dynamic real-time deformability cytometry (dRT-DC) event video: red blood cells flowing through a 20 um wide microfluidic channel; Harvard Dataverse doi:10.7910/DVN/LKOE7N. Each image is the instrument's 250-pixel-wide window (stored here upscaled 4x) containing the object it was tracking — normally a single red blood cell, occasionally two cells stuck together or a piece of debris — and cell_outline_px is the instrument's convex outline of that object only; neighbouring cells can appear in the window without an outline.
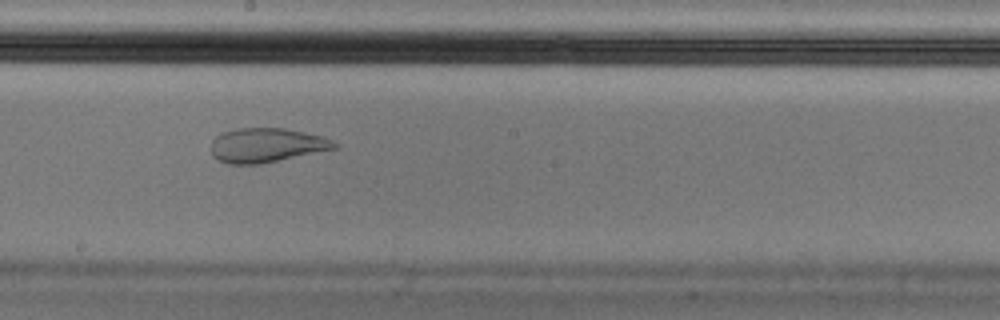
{"species": "Egyptian fruit bat (a non-hibernating species)", "species_latin": "Rousettus aegyptiacus", "temperature_condition": "cold", "stored_images_in_passage": 12, "camera_frame_rate_fps": 3000, "um_per_image_px": 0.085, "animal": {"sex": "male"}, "frame": {"image": 1, "passage_image": 7, "time_ms": 2.0, "image_size_px": [1000, 320], "cell_outline_px": [[340, 148], [260, 164], [228, 164], [212, 156], [212, 140], [216, 136], [224, 132], [236, 128], [284, 128], [324, 136], [340, 144]], "centroid_in_image_um": [22.71, 12.34], "position_along_channel_um": 225.5, "area_um2": 24.85}}